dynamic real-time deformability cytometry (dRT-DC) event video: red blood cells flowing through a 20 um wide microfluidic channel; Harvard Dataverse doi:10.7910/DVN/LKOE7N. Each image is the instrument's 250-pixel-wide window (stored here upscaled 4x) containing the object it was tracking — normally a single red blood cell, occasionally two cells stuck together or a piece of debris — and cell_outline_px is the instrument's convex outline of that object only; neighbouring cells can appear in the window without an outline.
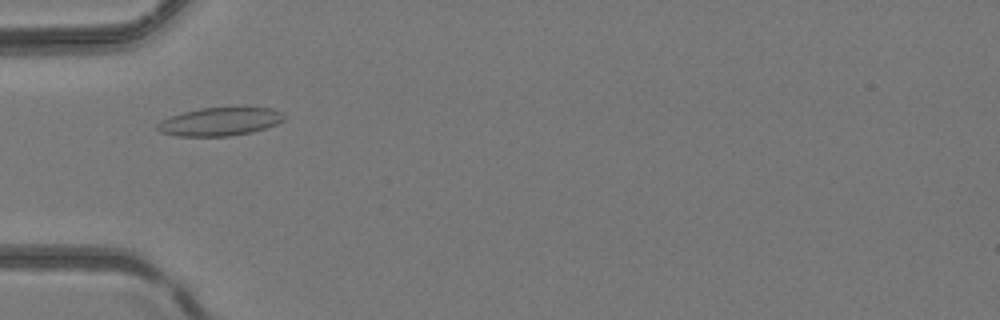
{"species": "common noctule bat (a hibernating species)", "species_latin": "Nyctalus noctula", "temperature_condition": "room temperature", "stored_images_in_passage": 32, "camera_frame_rate_fps": 3000, "um_per_image_px": 0.085, "animal": {"sex": "female", "body_mass_g": 24.6, "forearm_length_mm": 56.2}, "frame": {"image": 1, "passage_image": 7, "time_ms": 2.0, "image_size_px": [1000, 320], "cell_outline_px": [[284, 120], [276, 124], [252, 132], [228, 136], [176, 136], [160, 132], [156, 128], [156, 124], [160, 120], [184, 112], [200, 108], [272, 108], [280, 112], [284, 116]], "centroid_in_image_um": [18.65, 10.35], "position_along_channel_um": 66.4, "area_um2": 20.63}}
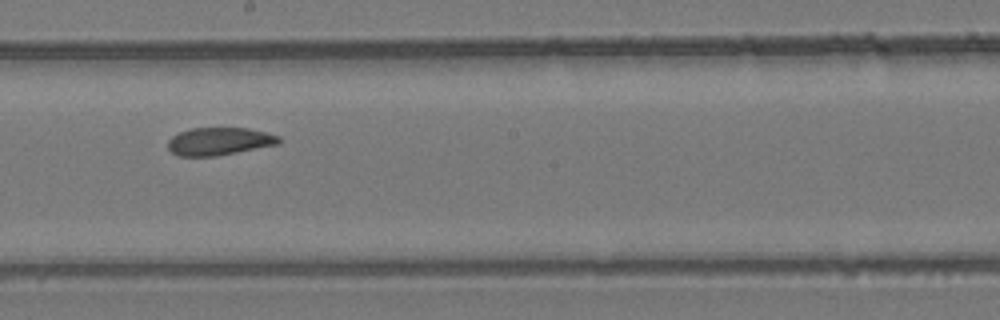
{"frame": {"image": 2, "passage_image": 18, "time_ms": 5.667, "image_size_px": [1000, 320], "cell_outline_px": [[280, 144], [216, 156], [180, 156], [172, 152], [168, 148], [168, 140], [172, 136], [180, 132], [192, 128], [248, 128], [280, 136]], "centroid_in_image_um": [18.64, 12.01], "position_along_channel_um": 229.6, "area_um2": 17.86}}
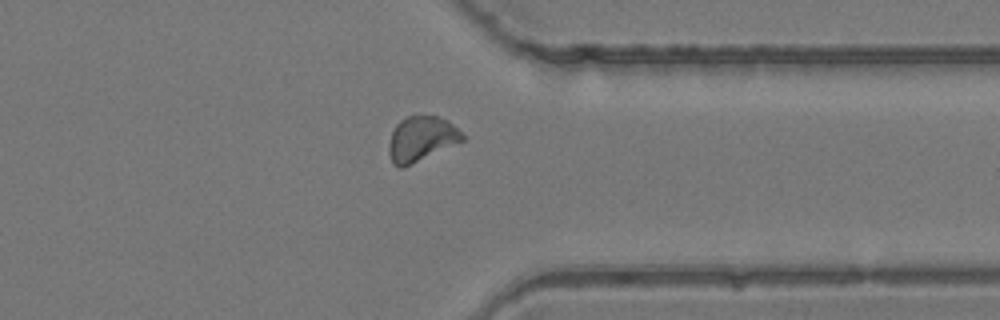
{"frame": {"image": 3, "passage_image": 28, "time_ms": 9.0, "image_size_px": [1000, 320], "cell_outline_px": [[464, 140], [404, 168], [400, 168], [392, 164], [388, 152], [388, 144], [392, 132], [396, 124], [400, 120], [408, 116], [436, 116], [448, 120], [464, 136]], "centroid_in_image_um": [35.77, 11.82], "position_along_channel_um": 375.6, "area_um2": 19.25}}